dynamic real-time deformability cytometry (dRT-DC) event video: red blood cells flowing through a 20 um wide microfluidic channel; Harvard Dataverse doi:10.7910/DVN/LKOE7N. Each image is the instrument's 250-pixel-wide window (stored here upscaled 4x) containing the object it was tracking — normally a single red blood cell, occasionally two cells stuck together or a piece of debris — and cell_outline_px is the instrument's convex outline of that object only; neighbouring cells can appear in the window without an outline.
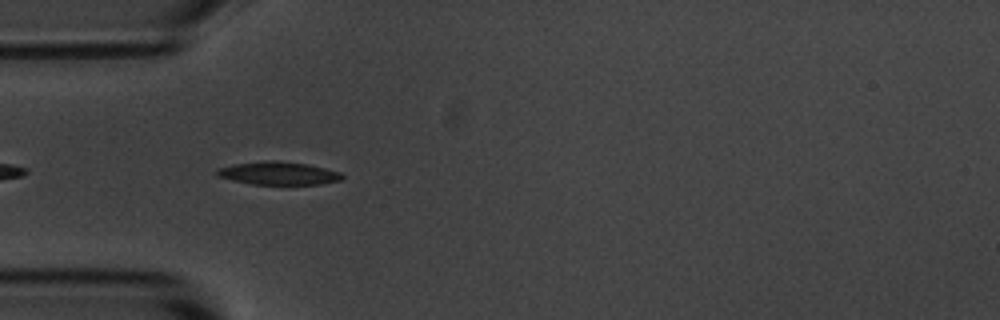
{"species": "common noctule bat (a hibernating species)", "species_latin": "Nyctalus noctula", "temperature_condition": "room temperature", "stored_images_in_passage": 3, "camera_frame_rate_fps": 3000, "um_per_image_px": 0.085, "animal": {"sex": "male", "body_mass_g": 20.1, "forearm_length_mm": 53.5}, "frame": {"image": 1, "passage_image": 2, "time_ms": 1.0, "image_size_px": [1000, 320], "cell_outline_px": [[344, 180], [320, 184], [252, 184], [232, 180], [216, 176], [216, 168], [232, 164], [264, 160], [276, 160], [308, 164], [340, 172], [344, 176]], "centroid_in_image_um": [23.65, 14.72], "position_along_channel_um": 61.4, "area_um2": 16.99}}